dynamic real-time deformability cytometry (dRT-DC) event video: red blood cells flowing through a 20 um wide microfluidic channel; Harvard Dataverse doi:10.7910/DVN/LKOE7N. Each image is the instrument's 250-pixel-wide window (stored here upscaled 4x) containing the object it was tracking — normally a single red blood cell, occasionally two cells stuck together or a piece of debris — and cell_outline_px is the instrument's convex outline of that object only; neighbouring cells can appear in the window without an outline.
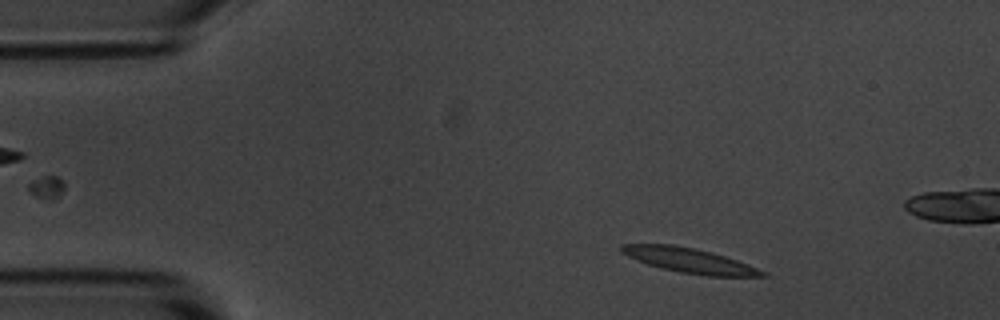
{"species": "common noctule bat (a hibernating species)", "species_latin": "Nyctalus noctula", "temperature_condition": "room temperature", "stored_images_in_passage": 44, "camera_frame_rate_fps": 3000, "um_per_image_px": 0.085, "animal": {"sex": "male", "body_mass_g": 20.1, "forearm_length_mm": 53.5}, "frame": {"image": 1, "passage_image": 5, "time_ms": 1.333, "image_size_px": [1000, 320], "cell_outline_px": [[768, 276], [708, 276], [680, 272], [660, 268], [636, 260], [620, 252], [620, 244], [672, 244], [712, 252], [748, 264], [768, 272]], "centroid_in_image_um": [58.6, 22.14], "position_along_channel_um": 26.4, "area_um2": 20.29}}
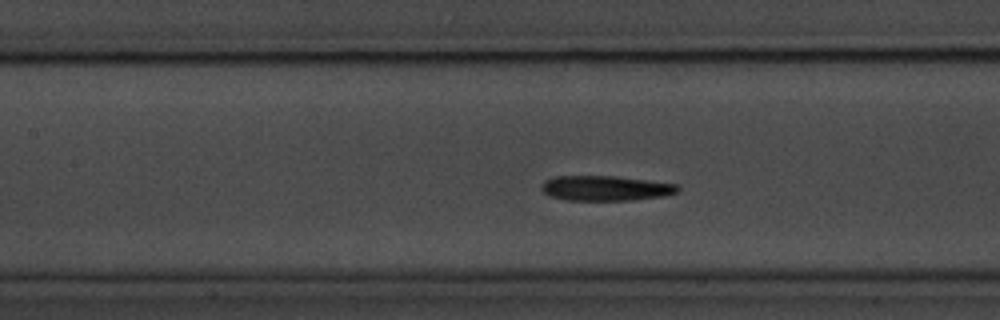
{"frame": {"image": 2, "passage_image": 21, "time_ms": 6.667, "image_size_px": [1000, 320], "cell_outline_px": [[680, 192], [664, 196], [632, 200], [568, 200], [548, 196], [540, 188], [540, 184], [544, 180], [552, 176], [616, 176], [680, 184]], "centroid_in_image_um": [51.48, 15.99], "position_along_channel_um": 155.9, "area_um2": 20.23}}
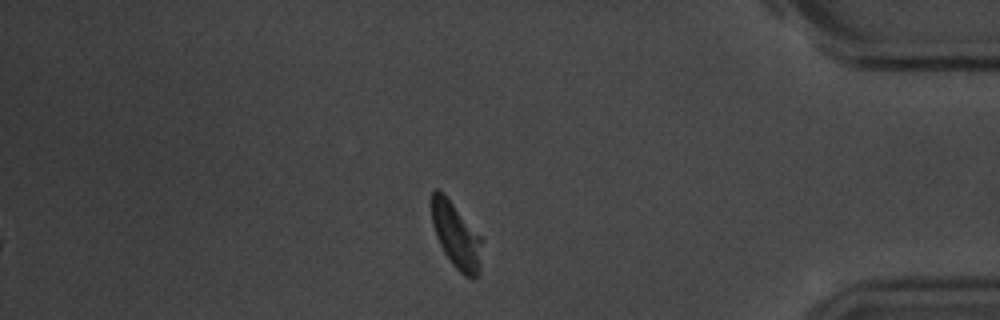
{"frame": {"image": 3, "passage_image": 44, "time_ms": 14.333, "image_size_px": [1000, 320], "cell_outline_px": [[480, 272], [476, 276], [464, 276], [452, 264], [444, 252], [436, 236], [432, 224], [432, 192], [436, 188], [452, 204], [480, 236]], "centroid_in_image_um": [38.75, 20.06], "position_along_channel_um": 396.5, "area_um2": 18.26}, "authors_computed_cell_mechanics": {"area_um2": 20.0855, "velocity_mm_per_s": 3.5676, "shape_relaxation_time_tau1_ms": 4.2337, "shape_relaxation_time_tau2_ms": 3.3856, "deformation_change_tau1": 0.1751, "deformation_change_tau2": 0.1133}}